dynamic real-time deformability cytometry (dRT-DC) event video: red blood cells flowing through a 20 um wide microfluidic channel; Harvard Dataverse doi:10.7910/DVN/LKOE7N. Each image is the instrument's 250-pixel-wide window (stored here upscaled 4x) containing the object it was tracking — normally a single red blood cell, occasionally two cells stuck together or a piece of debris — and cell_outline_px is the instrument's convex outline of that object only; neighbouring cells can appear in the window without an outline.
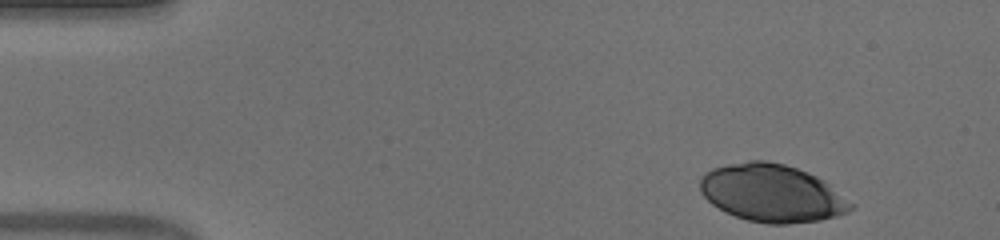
{"species": "human", "species_latin": "Homo sapiens", "temperature_condition": "warm", "stored_images_in_passage": 47, "camera_frame_rate_fps": 3000, "um_per_image_px": 0.085, "donor": {"sex": "male"}, "frame": {"image": 1, "passage_image": 1, "time_ms": 0.0, "image_size_px": [1000, 240], "cell_outline_px": [[856, 204], [848, 212], [836, 216], [820, 220], [788, 224], [768, 224], [748, 220], [736, 216], [712, 204], [700, 192], [700, 180], [704, 172], [712, 168], [728, 164], [748, 160], [764, 160], [784, 164], [808, 172], [824, 180]], "centroid_in_image_um": [65.64, 16.41], "position_along_channel_um": 19.4, "area_um2": 50.75}}
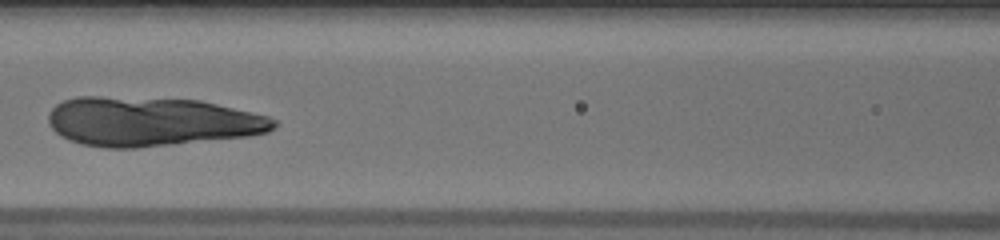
{"frame": {"image": 2, "passage_image": 19, "time_ms": 6.0, "image_size_px": [1000, 240], "cell_outline_px": [[276, 124], [268, 132], [248, 136], [136, 148], [104, 148], [80, 144], [68, 140], [56, 132], [52, 128], [48, 120], [48, 116], [52, 108], [56, 104], [64, 100], [76, 96], [100, 96], [200, 100], [268, 116], [276, 120]], "centroid_in_image_um": [12.81, 10.33], "position_along_channel_um": 153.8, "area_um2": 64.62}}
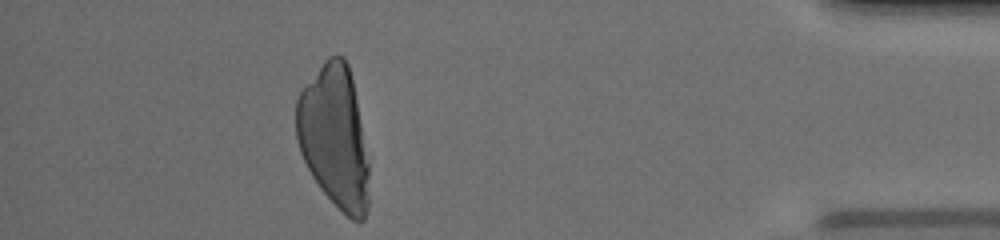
{"frame": {"image": 3, "passage_image": 42, "time_ms": 13.667, "image_size_px": [1000, 240], "cell_outline_px": [[368, 208], [364, 220], [352, 220], [320, 188], [312, 176], [300, 152], [296, 140], [296, 100], [300, 92], [324, 60], [328, 56], [344, 56], [348, 64], [352, 80], [368, 160]], "centroid_in_image_um": [28.4, 11.63], "position_along_channel_um": 406.8, "area_um2": 59.59}}